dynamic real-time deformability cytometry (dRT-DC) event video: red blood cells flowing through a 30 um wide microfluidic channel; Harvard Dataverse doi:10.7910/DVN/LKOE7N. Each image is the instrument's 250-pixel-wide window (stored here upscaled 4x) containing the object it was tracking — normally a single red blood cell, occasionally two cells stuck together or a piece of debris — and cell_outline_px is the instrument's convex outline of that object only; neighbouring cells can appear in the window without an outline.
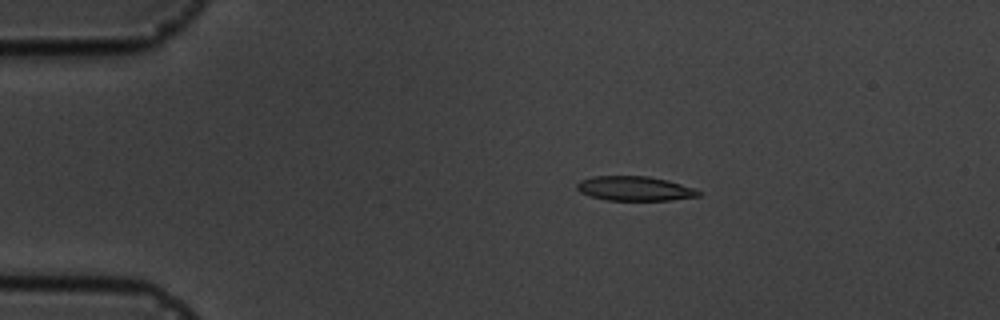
{"species": "common noctule bat (a hibernating species)", "species_latin": "Nyctalus noctula", "temperature_condition": "cold", "stored_images_in_passage": 6, "camera_frame_rate_fps": 3000, "um_per_image_px": 0.085, "animal": {"sex": "male", "body_mass_g": 19.5, "forearm_length_mm": 54.6}, "frame": {"image": 1, "passage_image": 4, "time_ms": 3.333, "image_size_px": [1000, 320], "cell_outline_px": [[704, 192], [700, 196], [668, 200], [604, 200], [580, 192], [576, 188], [576, 184], [580, 180], [592, 176], [648, 176], [668, 180]], "centroid_in_image_um": [53.94, 16.02], "position_along_channel_um": 31.1, "area_um2": 17.34}}